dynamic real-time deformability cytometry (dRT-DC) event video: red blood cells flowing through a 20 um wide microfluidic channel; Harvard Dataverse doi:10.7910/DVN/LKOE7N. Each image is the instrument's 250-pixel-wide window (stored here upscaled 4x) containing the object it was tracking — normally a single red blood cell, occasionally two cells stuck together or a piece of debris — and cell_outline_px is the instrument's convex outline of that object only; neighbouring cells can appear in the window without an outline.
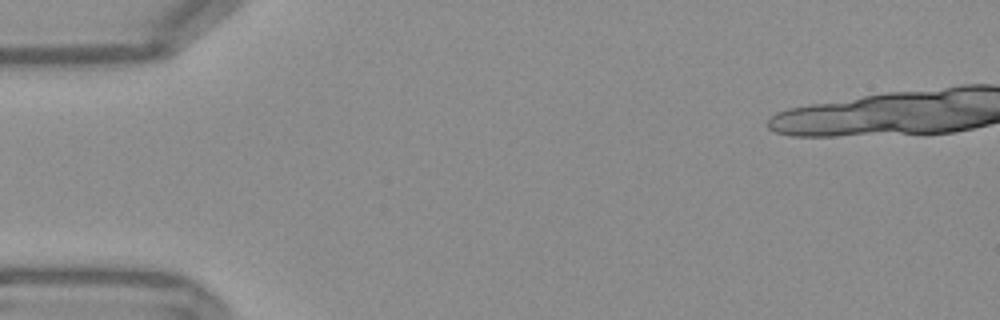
{"species": "Egyptian fruit bat (a non-hibernating species)", "species_latin": "Rousettus aegyptiacus", "temperature_condition": "warm", "stored_images_in_passage": 1, "camera_frame_rate_fps": 3000, "um_per_image_px": 0.085, "frame": {"image": 1, "passage_image": 1, "time_ms": 0.0, "image_size_px": [1000, 320], "cell_outline_px": [[176, 48], [172, 52], [160, 56], [136, 60], [44, 68], [40, 68], [20, 56], [168, 48]], "centroid_in_image_um": [7.99, 4.88], "position_along_channel_um": 77.0, "area_um2": 11.27}}